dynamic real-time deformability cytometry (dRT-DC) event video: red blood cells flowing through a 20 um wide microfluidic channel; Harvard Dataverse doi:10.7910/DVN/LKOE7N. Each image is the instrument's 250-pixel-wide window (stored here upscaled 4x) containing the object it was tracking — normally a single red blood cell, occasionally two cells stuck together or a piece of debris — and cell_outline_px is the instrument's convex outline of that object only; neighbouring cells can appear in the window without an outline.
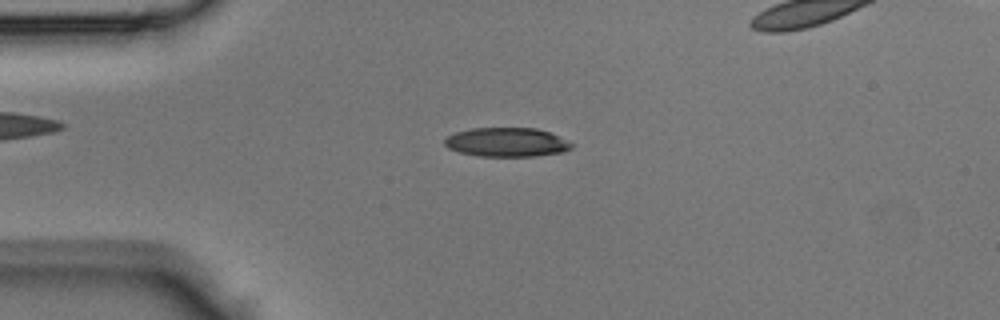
{"species": "Egyptian fruit bat (a non-hibernating species)", "species_latin": "Rousettus aegyptiacus", "temperature_condition": "room temperature", "stored_images_in_passage": 32, "camera_frame_rate_fps": 3000, "um_per_image_px": 0.085, "animal": {"sex": "male"}, "frame": {"image": 1, "passage_image": 2, "time_ms": 0.333, "image_size_px": [1000, 320], "cell_outline_px": [[572, 148], [560, 152], [536, 156], [476, 156], [460, 152], [448, 148], [444, 144], [444, 140], [448, 136], [456, 132], [472, 128], [536, 128], [548, 132], [572, 144]], "centroid_in_image_um": [43.01, 12.09], "position_along_channel_um": 42.0, "area_um2": 21.21}}
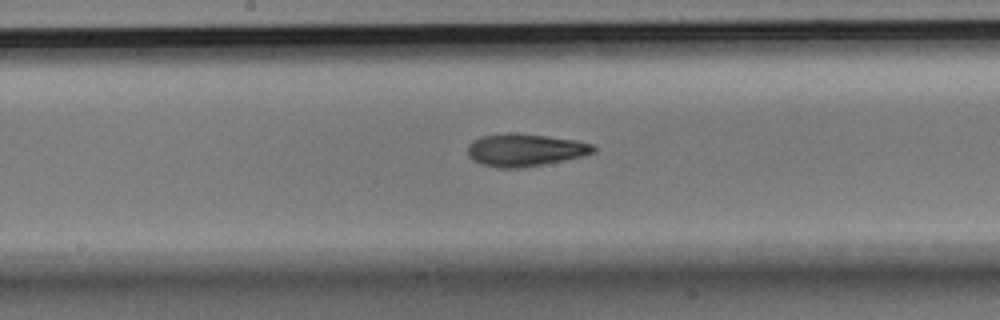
{"frame": {"image": 2, "passage_image": 14, "time_ms": 4.333, "image_size_px": [1000, 320], "cell_outline_px": [[596, 148], [592, 152], [584, 156], [544, 164], [520, 168], [500, 168], [484, 164], [472, 160], [468, 156], [468, 144], [472, 140], [480, 136], [544, 136], [576, 140], [592, 144]], "centroid_in_image_um": [44.63, 12.8], "position_along_channel_um": 203.6, "area_um2": 22.83}}
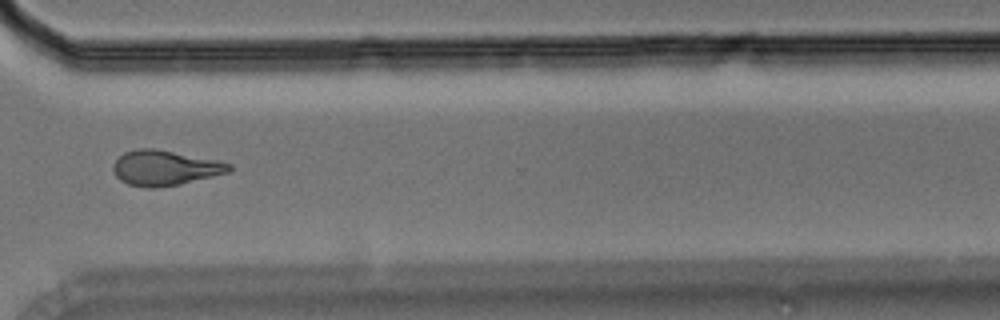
{"frame": {"image": 3, "passage_image": 24, "time_ms": 7.667, "image_size_px": [1000, 320], "cell_outline_px": [[232, 168], [228, 172], [180, 184], [156, 188], [148, 188], [128, 184], [120, 180], [116, 176], [112, 168], [112, 164], [124, 152], [136, 148], [152, 148], [216, 160], [232, 164]], "centroid_in_image_um": [13.97, 14.27], "position_along_channel_um": 356.6, "area_um2": 23.52}}